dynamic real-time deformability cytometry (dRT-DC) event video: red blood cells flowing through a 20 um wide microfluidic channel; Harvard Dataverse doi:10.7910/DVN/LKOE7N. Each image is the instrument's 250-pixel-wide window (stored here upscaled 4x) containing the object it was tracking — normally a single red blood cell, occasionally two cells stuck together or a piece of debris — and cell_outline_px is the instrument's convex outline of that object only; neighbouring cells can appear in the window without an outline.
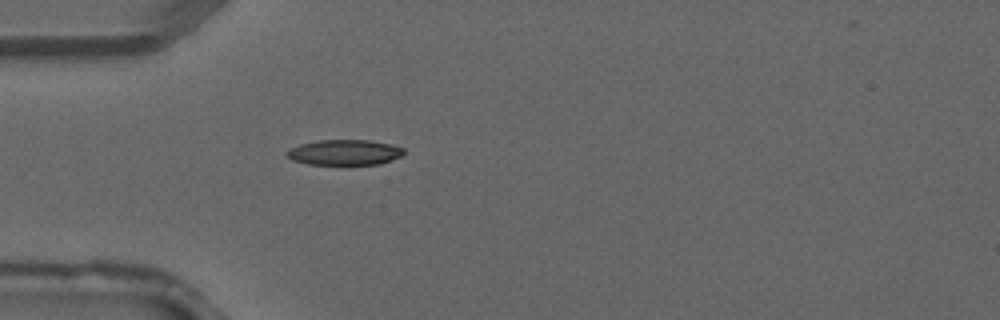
{"species": "common noctule bat (a hibernating species)", "species_latin": "Nyctalus noctula", "temperature_condition": "warm", "stored_images_in_passage": 3, "camera_frame_rate_fps": 3000, "um_per_image_px": 0.085, "animal": {"sex": "male", "forearm_length_mm": 52.5}, "frame": {"image": 1, "passage_image": 3, "time_ms": 0.667, "image_size_px": [1000, 320], "cell_outline_px": [[404, 152], [400, 156], [392, 160], [380, 164], [308, 164], [292, 160], [284, 156], [284, 152], [288, 148], [300, 144], [320, 140], [372, 140], [392, 144], [404, 148]], "centroid_in_image_um": [29.25, 12.94], "position_along_channel_um": 55.8, "area_um2": 17.51}}